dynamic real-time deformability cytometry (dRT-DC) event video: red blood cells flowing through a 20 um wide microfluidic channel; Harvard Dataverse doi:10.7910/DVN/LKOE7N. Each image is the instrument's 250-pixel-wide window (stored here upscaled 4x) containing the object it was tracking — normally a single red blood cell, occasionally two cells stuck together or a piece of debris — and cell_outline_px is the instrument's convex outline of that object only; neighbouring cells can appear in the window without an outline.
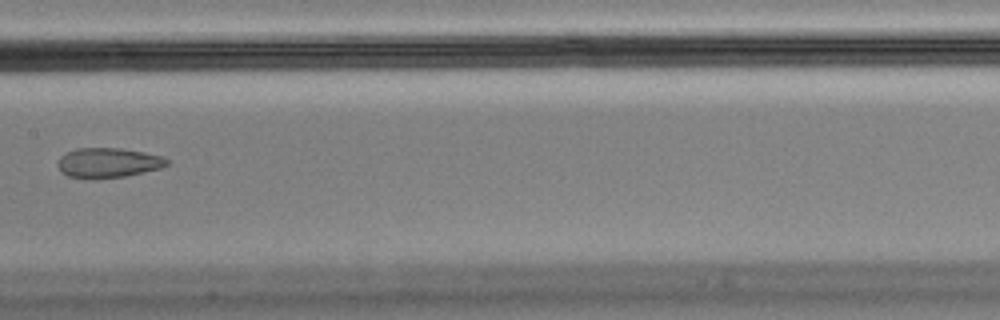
{"species": "Egyptian fruit bat (a non-hibernating species)", "species_latin": "Rousettus aegyptiacus", "temperature_condition": "cold", "stored_images_in_passage": 8, "segment_of_instrument_passage": [2, 2], "camera_frame_rate_fps": 3000, "um_per_image_px": 0.085, "animal": {"sex": "male"}, "frame": {"image": 1, "passage_image": 8, "time_ms": 2.333, "image_size_px": [1000, 320], "cell_outline_px": [[168, 164], [160, 168], [124, 176], [96, 180], [92, 180], [68, 176], [60, 172], [56, 164], [60, 156], [76, 148], [120, 148], [144, 152], [160, 156], [168, 160]], "centroid_in_image_um": [9.12, 13.85], "position_along_channel_um": 198.3, "area_um2": 19.13}}